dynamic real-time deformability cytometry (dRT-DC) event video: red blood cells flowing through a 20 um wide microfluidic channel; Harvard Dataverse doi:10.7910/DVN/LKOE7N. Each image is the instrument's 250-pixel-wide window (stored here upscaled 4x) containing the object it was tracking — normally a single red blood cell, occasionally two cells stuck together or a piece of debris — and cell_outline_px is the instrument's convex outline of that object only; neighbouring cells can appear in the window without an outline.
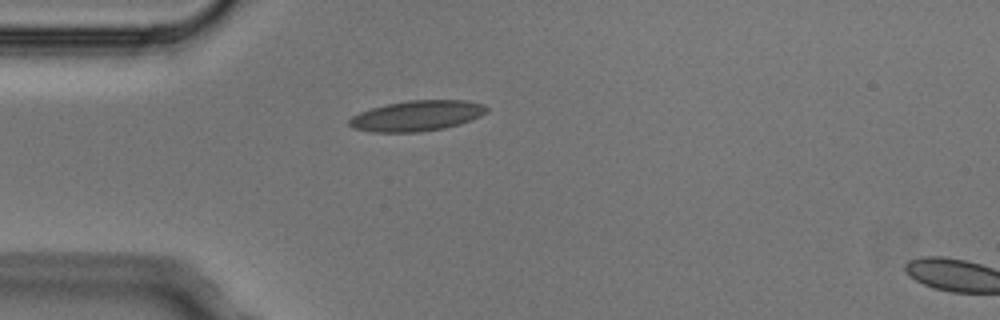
{"species": "Egyptian fruit bat (a non-hibernating species)", "species_latin": "Rousettus aegyptiacus", "temperature_condition": "cold", "stored_images_in_passage": 2, "segment_of_instrument_passage": [1, 2], "camera_frame_rate_fps": 3000, "um_per_image_px": 0.085, "animal": {"sex": "male"}, "frame": {"image": 1, "passage_image": 1, "time_ms": 0.0, "image_size_px": [1000, 320], "cell_outline_px": [[488, 112], [480, 116], [460, 124], [444, 128], [416, 132], [368, 132], [352, 128], [348, 124], [348, 120], [352, 116], [360, 112], [372, 108], [388, 104], [408, 100], [464, 100], [484, 104], [488, 108]], "centroid_in_image_um": [35.43, 9.84], "position_along_channel_um": 49.6, "area_um2": 24.45}}